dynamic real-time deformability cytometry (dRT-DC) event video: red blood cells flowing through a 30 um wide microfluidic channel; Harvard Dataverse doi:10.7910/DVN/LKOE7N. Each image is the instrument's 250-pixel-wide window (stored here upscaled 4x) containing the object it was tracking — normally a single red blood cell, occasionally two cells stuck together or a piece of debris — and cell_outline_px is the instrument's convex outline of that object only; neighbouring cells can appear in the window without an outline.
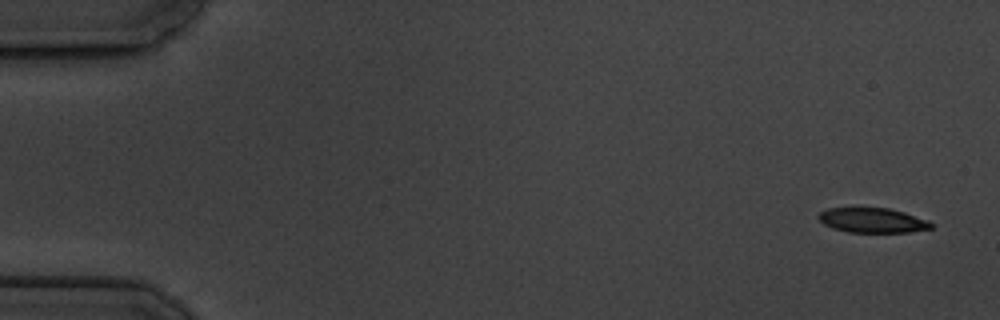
{"species": "common noctule bat (a hibernating species)", "species_latin": "Nyctalus noctula", "temperature_condition": "cold", "stored_images_in_passage": 6, "segment_of_instrument_passage": [2, 2], "camera_frame_rate_fps": 3000, "um_per_image_px": 0.085, "animal": {"sex": "male", "body_mass_g": 19.5, "forearm_length_mm": 54.6}, "frame": {"image": 1, "passage_image": 6, "time_ms": 6.0, "image_size_px": [1000, 320], "cell_outline_px": [[936, 224], [932, 228], [912, 232], [848, 232], [832, 228], [824, 224], [816, 216], [820, 212], [828, 208], [888, 208], [904, 212], [928, 220]], "centroid_in_image_um": [74.19, 18.73], "position_along_channel_um": 10.8, "area_um2": 16.36}}